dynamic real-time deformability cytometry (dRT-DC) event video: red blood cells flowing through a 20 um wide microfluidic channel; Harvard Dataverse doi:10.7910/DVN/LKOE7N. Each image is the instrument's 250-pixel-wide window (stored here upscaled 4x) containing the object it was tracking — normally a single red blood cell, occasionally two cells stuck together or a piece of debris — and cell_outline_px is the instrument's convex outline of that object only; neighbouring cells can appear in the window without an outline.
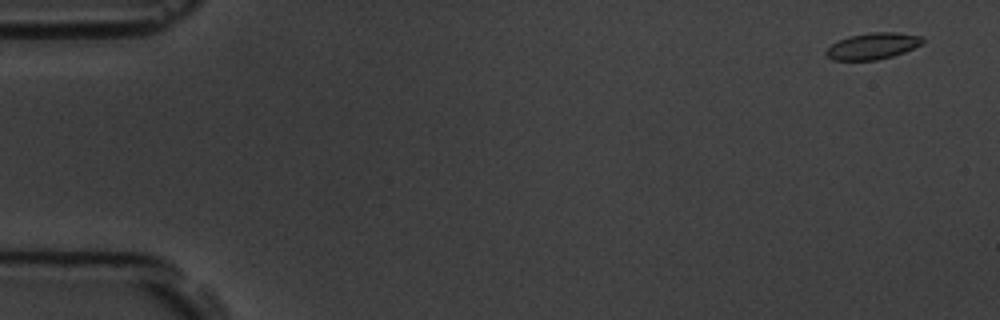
{"species": "common noctule bat (a hibernating species)", "species_latin": "Nyctalus noctula", "temperature_condition": "room temperature", "stored_images_in_passage": 5, "camera_frame_rate_fps": 3000, "um_per_image_px": 0.085, "animal": {"sex": "male", "body_mass_g": 19.5, "forearm_length_mm": 54.6}, "frame": {"image": 1, "passage_image": 5, "time_ms": 5.333, "image_size_px": [1000, 320], "cell_outline_px": [[924, 40], [920, 44], [904, 52], [892, 56], [876, 60], [832, 60], [824, 52], [832, 44], [848, 36], [868, 32], [896, 32], [924, 36]], "centroid_in_image_um": [74.18, 3.9], "position_along_channel_um": 10.8, "area_um2": 14.8}}